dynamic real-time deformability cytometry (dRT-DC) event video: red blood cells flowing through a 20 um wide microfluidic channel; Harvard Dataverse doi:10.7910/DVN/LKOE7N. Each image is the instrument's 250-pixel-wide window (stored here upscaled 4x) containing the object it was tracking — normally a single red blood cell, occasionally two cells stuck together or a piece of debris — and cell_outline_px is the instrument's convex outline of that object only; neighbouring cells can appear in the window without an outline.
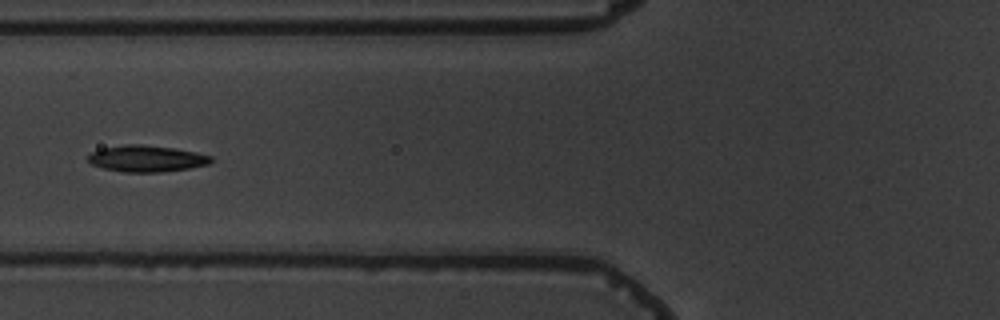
{"species": "common noctule bat (a hibernating species)", "species_latin": "Nyctalus noctula", "temperature_condition": "warm", "stored_images_in_passage": 7, "camera_frame_rate_fps": 3000, "um_per_image_px": 0.085, "animal": {"sex": "male", "body_mass_g": 19.5, "forearm_length_mm": 54.6}, "frame": {"image": 1, "passage_image": 5, "time_ms": 5.667, "image_size_px": [1000, 320], "cell_outline_px": [[212, 160], [208, 164], [188, 168], [160, 172], [124, 172], [104, 168], [92, 164], [88, 160], [88, 156], [92, 152], [104, 148], [124, 144], [140, 144], [172, 148], [196, 152], [212, 156]], "centroid_in_image_um": [12.46, 13.48], "position_along_channel_um": 113.3, "area_um2": 18.67}}
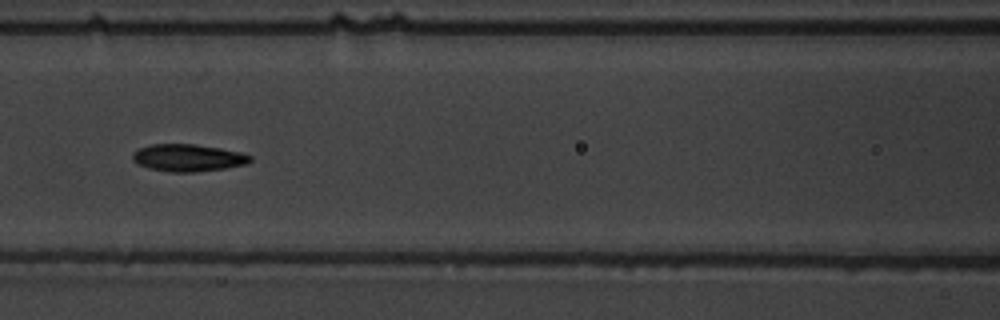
{"frame": {"image": 2, "passage_image": 6, "time_ms": 6.667, "image_size_px": [1000, 320], "cell_outline_px": [[252, 160], [248, 164], [224, 168], [192, 172], [172, 172], [148, 168], [136, 164], [132, 160], [132, 152], [140, 148], [152, 144], [196, 144], [220, 148], [240, 152], [252, 156]], "centroid_in_image_um": [15.96, 13.41], "position_along_channel_um": 150.6, "area_um2": 18.73}}
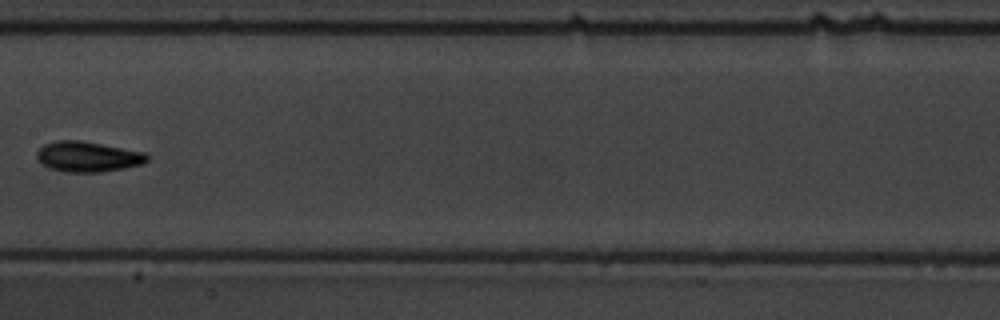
{"frame": {"image": 3, "passage_image": 7, "time_ms": 8.0, "image_size_px": [1000, 320], "cell_outline_px": [[148, 160], [140, 164], [124, 168], [100, 172], [68, 172], [48, 168], [36, 156], [36, 152], [44, 144], [56, 140], [80, 140], [144, 152], [148, 156]], "centroid_in_image_um": [7.44, 13.31], "position_along_channel_um": 200.0, "area_um2": 19.31}}